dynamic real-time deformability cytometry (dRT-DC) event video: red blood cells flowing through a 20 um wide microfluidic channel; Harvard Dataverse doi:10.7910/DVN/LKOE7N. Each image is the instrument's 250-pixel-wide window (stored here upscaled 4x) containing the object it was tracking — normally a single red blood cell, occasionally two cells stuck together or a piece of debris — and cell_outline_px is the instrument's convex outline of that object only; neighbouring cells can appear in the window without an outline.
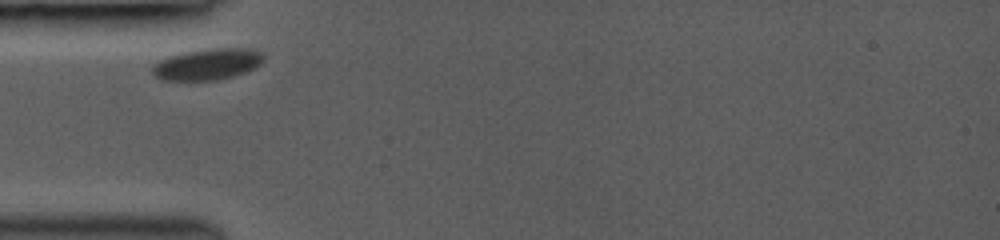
{"species": "common noctule bat (a hibernating species)", "species_latin": "Nyctalus noctula", "temperature_condition": "room temperature", "stored_images_in_passage": 9, "camera_frame_rate_fps": 3000, "um_per_image_px": 0.085, "animal": {"sex": "female", "body_mass_g": 19.0, "forearm_length_mm": 53.3}, "frame": {"image": 1, "passage_image": 1, "time_ms": 0.0, "image_size_px": [1000, 240], "cell_outline_px": [[264, 60], [256, 68], [232, 76], [216, 80], [160, 80], [152, 72], [152, 64], [160, 60], [184, 52], [208, 48], [248, 48], [264, 52]], "centroid_in_image_um": [17.66, 5.45], "position_along_channel_um": 67.3, "area_um2": 20.35}}
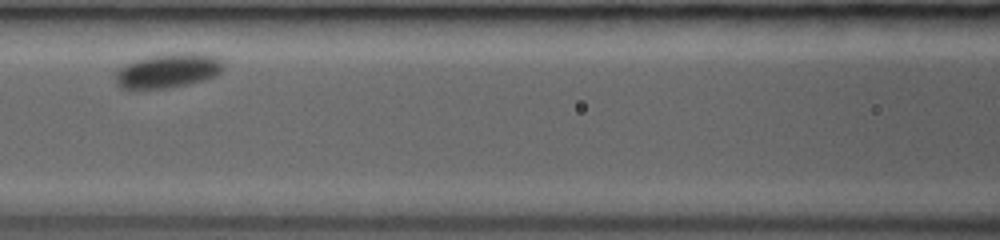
{"frame": {"image": 2, "passage_image": 3, "time_ms": 2.333, "image_size_px": [1000, 240], "cell_outline_px": [[224, 68], [216, 76], [192, 84], [168, 88], [120, 88], [116, 84], [116, 72], [124, 64], [148, 56], [176, 52], [196, 52], [216, 56], [224, 60]], "centroid_in_image_um": [14.35, 5.99], "position_along_channel_um": 152.2, "area_um2": 22.02}}
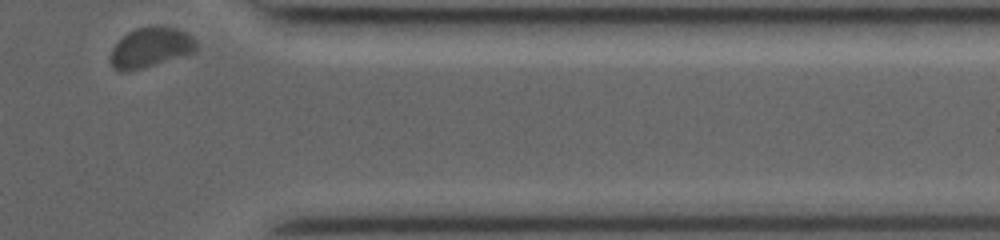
{"frame": {"image": 3, "passage_image": 9, "time_ms": 9.0, "image_size_px": [1000, 240], "cell_outline_px": [[196, 48], [192, 52], [128, 72], [116, 72], [112, 68], [112, 48], [128, 32], [136, 28], [160, 24], [176, 28], [192, 36], [196, 40]], "centroid_in_image_um": [12.78, 4.01], "position_along_channel_um": 398.6, "area_um2": 19.71}}